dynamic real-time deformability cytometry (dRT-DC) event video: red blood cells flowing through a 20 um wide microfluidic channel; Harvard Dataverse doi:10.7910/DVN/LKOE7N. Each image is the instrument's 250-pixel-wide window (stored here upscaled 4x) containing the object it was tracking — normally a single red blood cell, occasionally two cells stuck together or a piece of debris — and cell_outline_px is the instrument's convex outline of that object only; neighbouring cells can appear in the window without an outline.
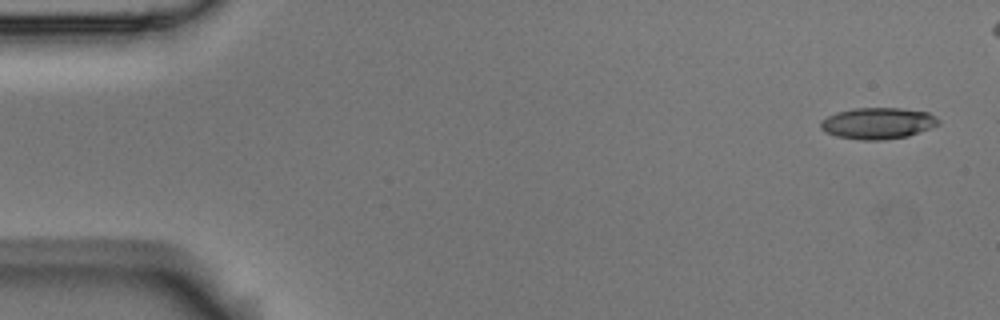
{"species": "Egyptian fruit bat (a non-hibernating species)", "species_latin": "Rousettus aegyptiacus", "temperature_condition": "room temperature", "stored_images_in_passage": 2, "camera_frame_rate_fps": 3000, "um_per_image_px": 0.085, "animal": {"sex": "male"}, "frame": {"image": 1, "passage_image": 1, "time_ms": 0.0, "image_size_px": [1000, 320], "cell_outline_px": [[940, 124], [908, 136], [880, 140], [860, 140], [836, 136], [824, 132], [820, 128], [820, 120], [836, 112], [852, 108], [900, 108], [928, 112], [940, 120]], "centroid_in_image_um": [74.58, 10.47], "position_along_channel_um": 10.4, "area_um2": 21.62}}